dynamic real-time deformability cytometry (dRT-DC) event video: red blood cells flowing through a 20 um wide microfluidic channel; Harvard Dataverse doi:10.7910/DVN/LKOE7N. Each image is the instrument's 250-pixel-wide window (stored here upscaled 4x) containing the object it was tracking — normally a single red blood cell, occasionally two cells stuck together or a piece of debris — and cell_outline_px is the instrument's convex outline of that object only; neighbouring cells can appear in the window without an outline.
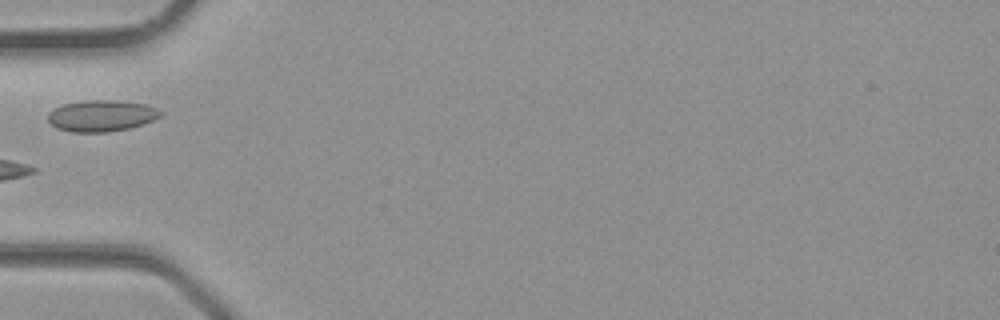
{"species": "common noctule bat (a hibernating species)", "species_latin": "Nyctalus noctula", "temperature_condition": "room temperature", "stored_images_in_passage": 3, "camera_frame_rate_fps": 3000, "um_per_image_px": 0.085, "animal": {"sex": "male", "body_mass_g": 23.1, "forearm_length_mm": 52.7}, "frame": {"image": 1, "passage_image": 3, "time_ms": 0.667, "image_size_px": [1000, 320], "cell_outline_px": [[160, 116], [144, 124], [128, 128], [108, 132], [72, 132], [56, 128], [48, 120], [48, 112], [64, 104], [84, 100], [116, 100], [144, 104], [156, 108], [160, 112]], "centroid_in_image_um": [8.6, 9.84], "position_along_channel_um": 76.4, "area_um2": 20.4}}